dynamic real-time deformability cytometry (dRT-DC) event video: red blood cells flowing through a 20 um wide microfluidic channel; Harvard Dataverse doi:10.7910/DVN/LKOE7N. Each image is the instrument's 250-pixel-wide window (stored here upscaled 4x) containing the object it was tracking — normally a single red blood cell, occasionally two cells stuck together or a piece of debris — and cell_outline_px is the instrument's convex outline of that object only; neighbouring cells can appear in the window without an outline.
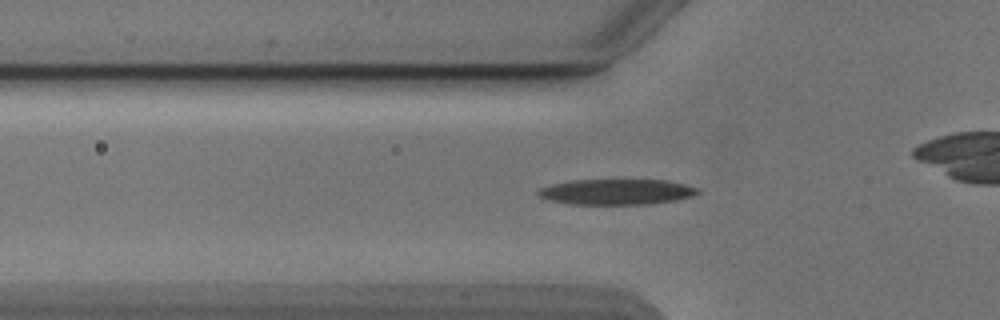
{"species": "Egyptian fruit bat (a non-hibernating species)", "species_latin": "Rousettus aegyptiacus", "temperature_condition": "cold", "stored_images_in_passage": 53, "camera_frame_rate_fps": 3000, "um_per_image_px": 0.085, "animal": {"sex": "male"}, "frame": {"image": 1, "passage_image": 17, "time_ms": 5.333, "image_size_px": [1000, 320], "cell_outline_px": [[700, 192], [692, 196], [676, 200], [648, 204], [568, 204], [552, 200], [540, 196], [536, 192], [540, 188], [552, 184], [576, 180], [668, 180], [700, 188]], "centroid_in_image_um": [52.45, 16.3], "position_along_channel_um": 73.3, "area_um2": 23.64}}
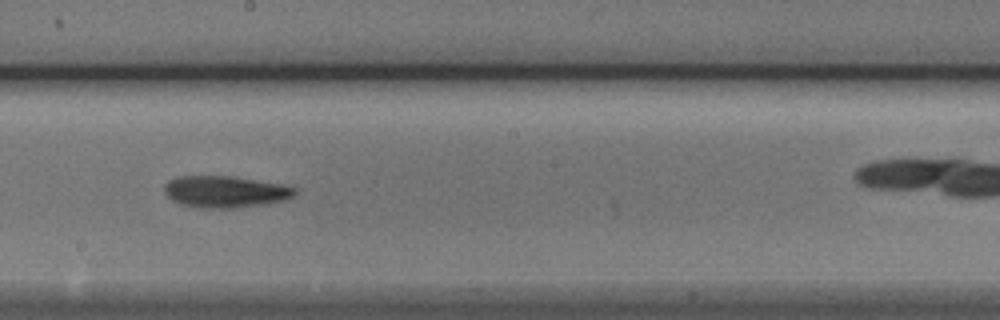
{"frame": {"image": 2, "passage_image": 29, "time_ms": 9.333, "image_size_px": [1000, 320], "cell_outline_px": [[296, 196], [284, 200], [264, 204], [232, 208], [200, 208], [180, 204], [172, 200], [164, 192], [164, 184], [168, 180], [180, 176], [232, 176], [280, 184], [296, 188]], "centroid_in_image_um": [19.12, 16.3], "position_along_channel_um": 229.1, "area_um2": 24.1}}
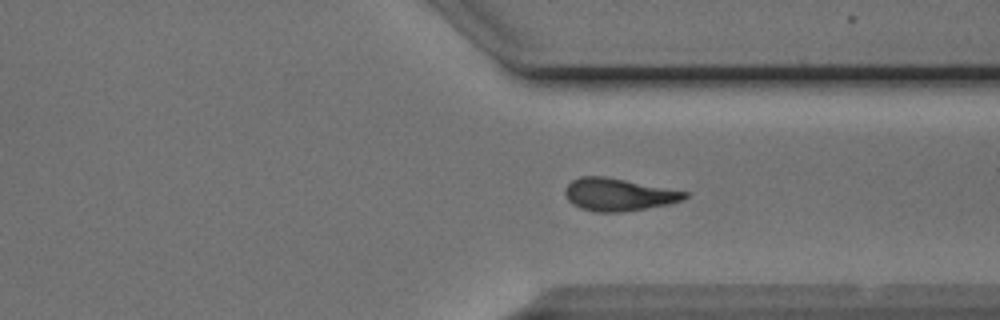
{"frame": {"image": 3, "passage_image": 39, "time_ms": 12.667, "image_size_px": [1000, 320], "cell_outline_px": [[688, 196], [684, 200], [668, 204], [624, 212], [596, 212], [580, 208], [572, 204], [568, 200], [564, 192], [564, 188], [572, 180], [580, 176], [604, 176], [688, 192]], "centroid_in_image_um": [52.54, 16.54], "position_along_channel_um": 358.9, "area_um2": 22.66}, "authors_computed_cell_mechanics": {"area_um2": 22.6576, "velocity_mm_per_s": 3.8906, "shape_relaxation_time_tau1_ms": 2.7849, "shape_relaxation_time_tau2_ms": 6.2455, "deformation_change_tau1": 0.1416, "deformation_change_tau2": 0.1701}}